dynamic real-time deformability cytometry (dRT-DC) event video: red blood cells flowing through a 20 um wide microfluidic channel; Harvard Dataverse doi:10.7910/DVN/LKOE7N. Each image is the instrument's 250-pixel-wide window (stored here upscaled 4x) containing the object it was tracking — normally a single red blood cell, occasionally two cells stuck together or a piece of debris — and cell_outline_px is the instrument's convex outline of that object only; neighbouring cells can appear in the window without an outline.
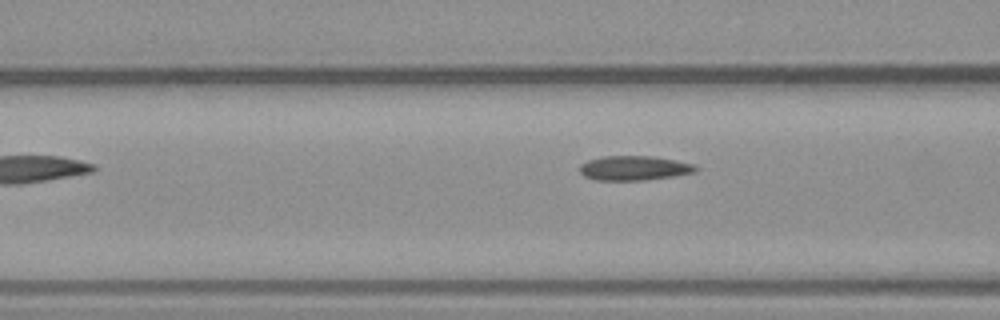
{"species": "common noctule bat (a hibernating species)", "species_latin": "Nyctalus noctula", "temperature_condition": "warm", "stored_images_in_passage": 8, "camera_frame_rate_fps": 3000, "um_per_image_px": 0.085, "animal": {"sex": "male", "body_mass_g": 23.1, "forearm_length_mm": 52.7}, "frame": {"image": 1, "passage_image": 6, "time_ms": 6.0, "image_size_px": [1000, 320], "cell_outline_px": [[700, 168], [696, 172], [672, 176], [644, 180], [596, 180], [584, 176], [580, 172], [580, 164], [588, 160], [604, 156], [652, 156], [676, 160], [692, 164]], "centroid_in_image_um": [53.9, 14.28], "position_along_channel_um": 112.7, "area_um2": 16.53}}
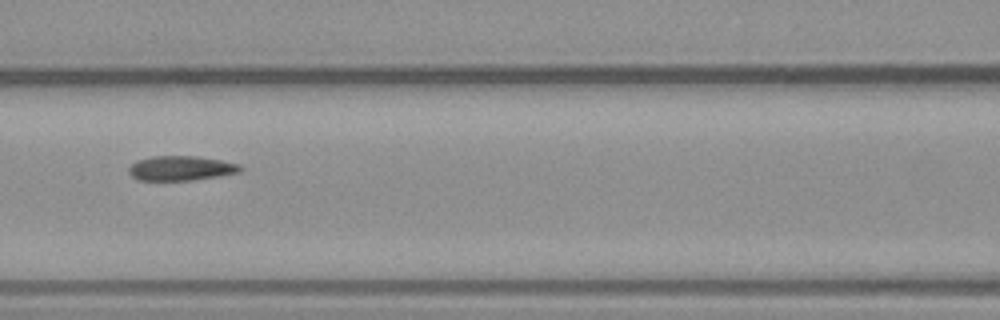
{"frame": {"image": 2, "passage_image": 7, "time_ms": 7.0, "image_size_px": [1000, 320], "cell_outline_px": [[244, 168], [240, 172], [220, 176], [192, 180], [140, 180], [132, 176], [128, 172], [128, 168], [136, 160], [152, 156], [196, 156], [220, 160], [240, 164]], "centroid_in_image_um": [15.4, 14.29], "position_along_channel_um": 151.2, "area_um2": 16.07}}
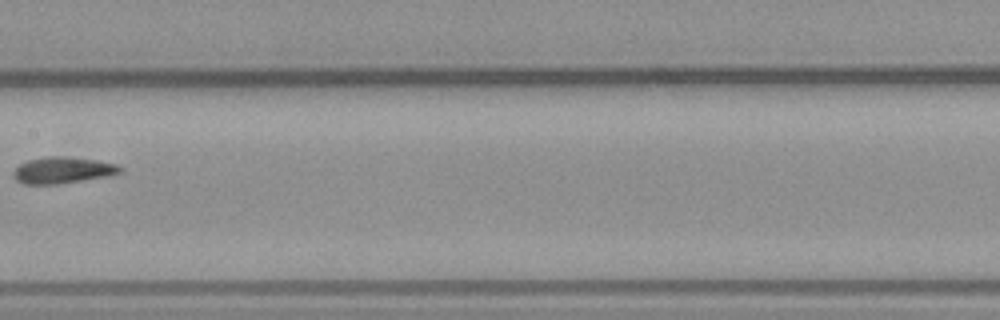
{"frame": {"image": 3, "passage_image": 8, "time_ms": 8.333, "image_size_px": [1000, 320], "cell_outline_px": [[124, 168], [120, 172], [108, 176], [56, 184], [24, 184], [16, 180], [12, 176], [12, 172], [20, 164], [28, 160], [44, 156], [68, 156], [96, 160], [116, 164]], "centroid_in_image_um": [5.3, 14.45], "position_along_channel_um": 202.1, "area_um2": 16.47}}